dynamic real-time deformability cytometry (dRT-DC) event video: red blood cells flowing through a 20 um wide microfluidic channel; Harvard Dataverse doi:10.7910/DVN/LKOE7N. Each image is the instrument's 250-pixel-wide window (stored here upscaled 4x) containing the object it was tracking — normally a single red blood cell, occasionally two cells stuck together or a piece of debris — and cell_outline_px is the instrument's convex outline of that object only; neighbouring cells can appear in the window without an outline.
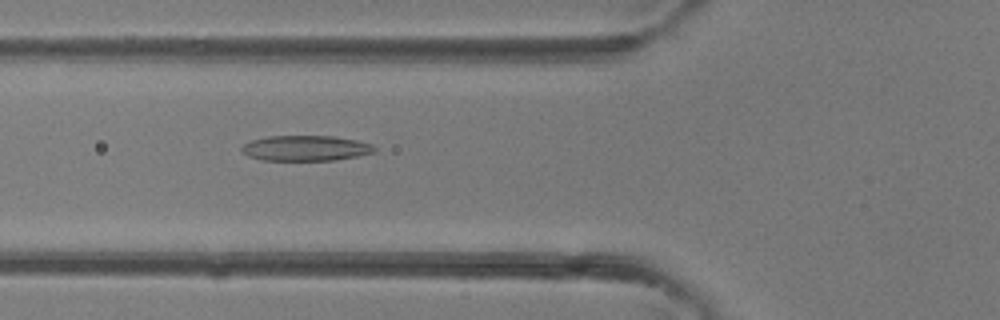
{"species": "common noctule bat (a hibernating species)", "species_latin": "Nyctalus noctula", "temperature_condition": "room temperature", "stored_images_in_passage": 33, "camera_frame_rate_fps": 3000, "um_per_image_px": 0.085, "animal": {"sex": "female"}, "frame": {"image": 1, "passage_image": 7, "time_ms": 2.0, "image_size_px": [1000, 320], "cell_outline_px": [[376, 152], [336, 160], [260, 160], [248, 156], [240, 152], [240, 148], [244, 144], [252, 140], [268, 136], [336, 136], [356, 140], [372, 144], [376, 148]], "centroid_in_image_um": [25.97, 12.59], "position_along_channel_um": 99.8, "area_um2": 19.77}}
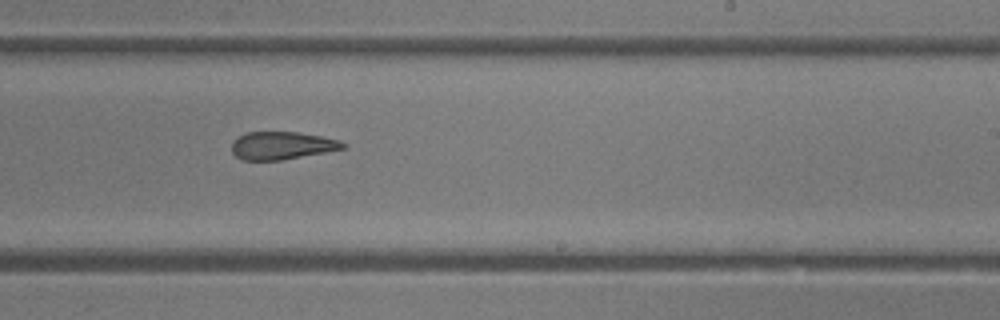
{"frame": {"image": 2, "passage_image": 17, "time_ms": 5.333, "image_size_px": [1000, 320], "cell_outline_px": [[348, 144], [344, 148], [324, 152], [280, 160], [244, 160], [236, 156], [232, 152], [232, 140], [236, 136], [248, 132], [296, 132], [320, 136], [340, 140]], "centroid_in_image_um": [23.93, 12.36], "position_along_channel_um": 265.1, "area_um2": 17.92}}
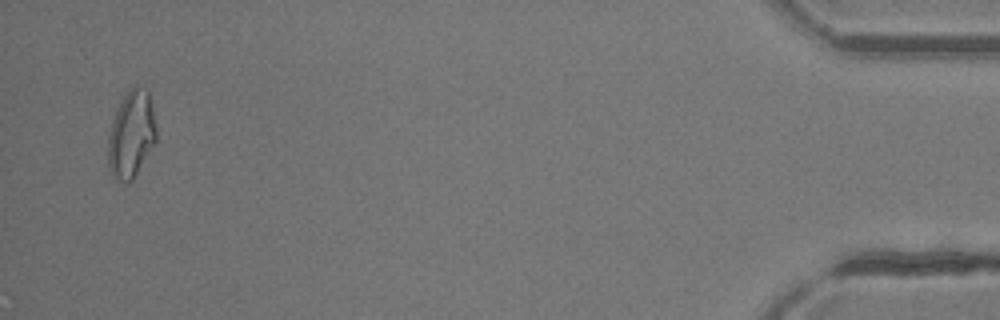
{"frame": {"image": 3, "passage_image": 32, "time_ms": 10.333, "image_size_px": [1000, 320], "cell_outline_px": [[156, 140], [132, 180], [128, 184], [124, 184], [108, 168], [108, 136], [112, 120], [120, 100], [128, 88], [148, 88], [156, 128]], "centroid_in_image_um": [11.15, 11.4], "position_along_channel_um": 424.1, "area_um2": 24.22}}